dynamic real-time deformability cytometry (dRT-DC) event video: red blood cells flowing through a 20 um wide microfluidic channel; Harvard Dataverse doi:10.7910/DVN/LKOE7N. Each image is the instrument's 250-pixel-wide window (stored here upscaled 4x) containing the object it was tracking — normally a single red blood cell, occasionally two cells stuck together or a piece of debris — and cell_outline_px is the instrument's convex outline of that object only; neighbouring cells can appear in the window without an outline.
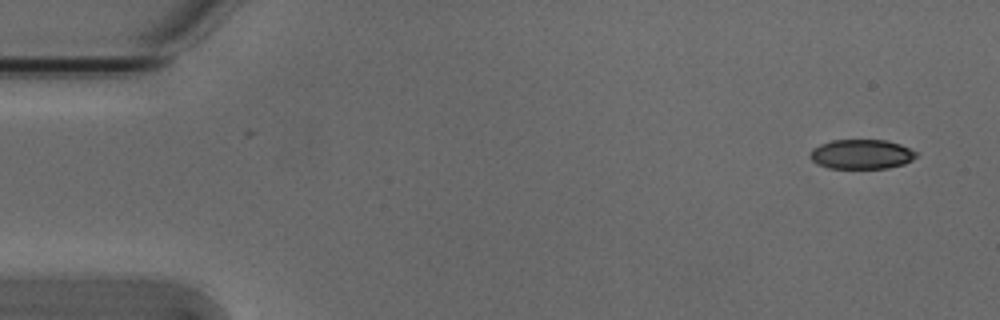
{"species": "Egyptian fruit bat (a non-hibernating species)", "species_latin": "Rousettus aegyptiacus", "temperature_condition": "cold", "stored_images_in_passage": 7, "camera_frame_rate_fps": 3000, "um_per_image_px": 0.085, "animal": {"sex": "male"}, "frame": {"image": 1, "passage_image": 1, "time_ms": 0.0, "image_size_px": [1000, 320], "cell_outline_px": [[920, 152], [912, 160], [904, 164], [888, 168], [828, 168], [816, 164], [808, 156], [812, 148], [820, 144], [832, 140], [888, 140], [900, 144]], "centroid_in_image_um": [73.23, 13.11], "position_along_channel_um": 11.8, "area_um2": 18.55}}
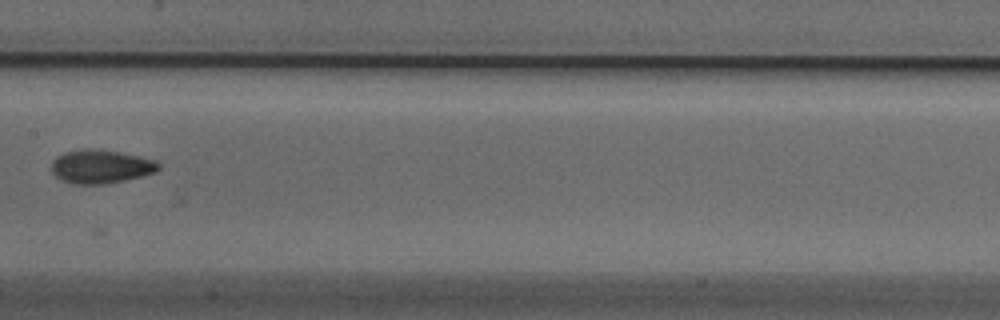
{"frame": {"image": 2, "passage_image": 7, "time_ms": 2.0, "image_size_px": [1000, 320], "cell_outline_px": [[160, 168], [156, 172], [124, 180], [104, 184], [72, 184], [56, 176], [52, 172], [52, 160], [56, 156], [64, 152], [84, 148], [100, 148], [120, 152], [156, 160], [160, 164]], "centroid_in_image_um": [8.56, 14.13], "position_along_channel_um": 198.8, "area_um2": 21.1}}